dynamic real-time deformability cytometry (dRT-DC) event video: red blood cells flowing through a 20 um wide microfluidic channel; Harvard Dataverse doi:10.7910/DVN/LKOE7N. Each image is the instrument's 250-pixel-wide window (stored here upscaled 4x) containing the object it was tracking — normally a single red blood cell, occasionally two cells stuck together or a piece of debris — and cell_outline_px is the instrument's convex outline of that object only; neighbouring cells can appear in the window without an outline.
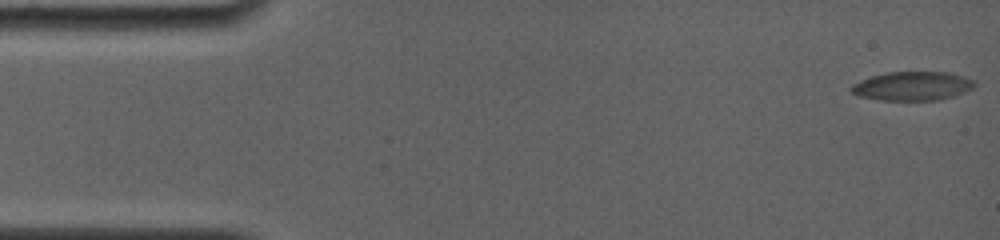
{"species": "common noctule bat (a hibernating species)", "species_latin": "Nyctalus noctula", "temperature_condition": "room temperature", "stored_images_in_passage": 69, "camera_frame_rate_fps": 4000, "um_per_image_px": 0.085, "animal": {"sex": "female", "body_mass_g": 19.0, "forearm_length_mm": 56.7}, "frame": {"image": 1, "passage_image": 1, "time_ms": 0.0, "image_size_px": [1000, 240], "cell_outline_px": [[972, 84], [968, 88], [948, 96], [932, 100], [884, 100], [860, 96], [852, 92], [848, 88], [852, 84], [872, 76], [888, 72], [940, 72], [956, 76], [968, 80]], "centroid_in_image_um": [77.34, 7.31], "position_along_channel_um": 7.7, "area_um2": 19.48}}
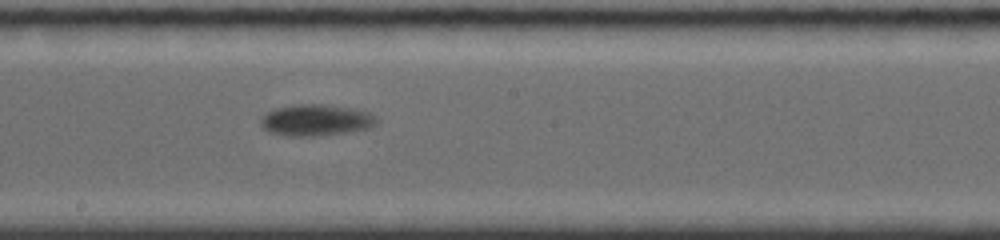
{"frame": {"image": 2, "passage_image": 38, "time_ms": 9.25, "image_size_px": [1000, 240], "cell_outline_px": [[376, 124], [368, 128], [352, 132], [312, 136], [292, 136], [268, 132], [260, 124], [260, 120], [268, 112], [276, 108], [300, 104], [324, 104], [352, 108], [368, 112], [376, 120]], "centroid_in_image_um": [26.85, 10.22], "position_along_channel_um": 221.4, "area_um2": 20.98}}
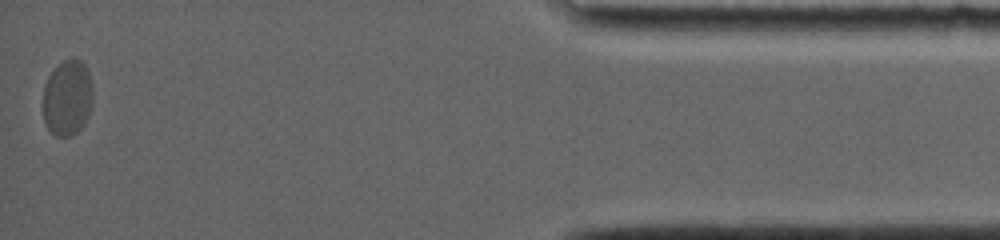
{"frame": {"image": 3, "passage_image": 68, "time_ms": 16.75, "image_size_px": [1000, 240], "cell_outline_px": [[92, 108], [84, 124], [76, 132], [68, 136], [56, 136], [44, 124], [44, 88], [48, 76], [64, 60], [72, 56], [76, 56], [88, 68], [92, 84]], "centroid_in_image_um": [5.76, 8.28], "position_along_channel_um": 429.4, "area_um2": 22.14}, "authors_computed_cell_mechanics": {"area_um2": 20.9814, "velocity_mm_per_s": 3.6648, "shape_relaxation_time_tau1_ms": 3.9581, "shape_relaxation_time_tau2_ms": null, "deformation_change_tau1": 0.1434, "deformation_change_tau2": null}}